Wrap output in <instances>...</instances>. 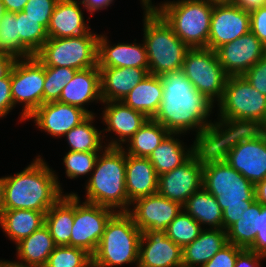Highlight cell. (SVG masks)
<instances>
[{
    "instance_id": "6da1fadb",
    "label": "cell",
    "mask_w": 266,
    "mask_h": 267,
    "mask_svg": "<svg viewBox=\"0 0 266 267\" xmlns=\"http://www.w3.org/2000/svg\"><path fill=\"white\" fill-rule=\"evenodd\" d=\"M161 82L162 102L152 119L171 133L194 131L200 144L209 145L217 132L215 119H209L216 106L194 88L181 70L164 73Z\"/></svg>"
},
{
    "instance_id": "7a4b0ae2",
    "label": "cell",
    "mask_w": 266,
    "mask_h": 267,
    "mask_svg": "<svg viewBox=\"0 0 266 267\" xmlns=\"http://www.w3.org/2000/svg\"><path fill=\"white\" fill-rule=\"evenodd\" d=\"M202 184L216 197L223 211L225 231L256 201L255 185L225 162L210 145H204Z\"/></svg>"
},
{
    "instance_id": "3957f363",
    "label": "cell",
    "mask_w": 266,
    "mask_h": 267,
    "mask_svg": "<svg viewBox=\"0 0 266 267\" xmlns=\"http://www.w3.org/2000/svg\"><path fill=\"white\" fill-rule=\"evenodd\" d=\"M4 180V210L47 212L64 195L57 173L41 155Z\"/></svg>"
},
{
    "instance_id": "277c9868",
    "label": "cell",
    "mask_w": 266,
    "mask_h": 267,
    "mask_svg": "<svg viewBox=\"0 0 266 267\" xmlns=\"http://www.w3.org/2000/svg\"><path fill=\"white\" fill-rule=\"evenodd\" d=\"M209 145L252 184L266 178V134L259 129L217 130Z\"/></svg>"
},
{
    "instance_id": "5b68a950",
    "label": "cell",
    "mask_w": 266,
    "mask_h": 267,
    "mask_svg": "<svg viewBox=\"0 0 266 267\" xmlns=\"http://www.w3.org/2000/svg\"><path fill=\"white\" fill-rule=\"evenodd\" d=\"M125 177V151L119 147H105L99 153L94 170L84 185V201L111 208L115 212H128Z\"/></svg>"
},
{
    "instance_id": "8992f818",
    "label": "cell",
    "mask_w": 266,
    "mask_h": 267,
    "mask_svg": "<svg viewBox=\"0 0 266 267\" xmlns=\"http://www.w3.org/2000/svg\"><path fill=\"white\" fill-rule=\"evenodd\" d=\"M217 107V130L259 129L266 120V96L242 75L228 76Z\"/></svg>"
},
{
    "instance_id": "52a82bcc",
    "label": "cell",
    "mask_w": 266,
    "mask_h": 267,
    "mask_svg": "<svg viewBox=\"0 0 266 267\" xmlns=\"http://www.w3.org/2000/svg\"><path fill=\"white\" fill-rule=\"evenodd\" d=\"M141 4L144 10L143 41L148 56L149 73L162 76L164 73L180 71L190 48L146 1Z\"/></svg>"
},
{
    "instance_id": "ba28073f",
    "label": "cell",
    "mask_w": 266,
    "mask_h": 267,
    "mask_svg": "<svg viewBox=\"0 0 266 267\" xmlns=\"http://www.w3.org/2000/svg\"><path fill=\"white\" fill-rule=\"evenodd\" d=\"M146 1L189 48H208L213 0ZM153 3V4H152Z\"/></svg>"
},
{
    "instance_id": "9c48e42d",
    "label": "cell",
    "mask_w": 266,
    "mask_h": 267,
    "mask_svg": "<svg viewBox=\"0 0 266 267\" xmlns=\"http://www.w3.org/2000/svg\"><path fill=\"white\" fill-rule=\"evenodd\" d=\"M141 235L128 212H115L92 255V267L138 266Z\"/></svg>"
},
{
    "instance_id": "30bf717a",
    "label": "cell",
    "mask_w": 266,
    "mask_h": 267,
    "mask_svg": "<svg viewBox=\"0 0 266 267\" xmlns=\"http://www.w3.org/2000/svg\"><path fill=\"white\" fill-rule=\"evenodd\" d=\"M96 32L69 38H48L35 57L44 65L82 70L97 66Z\"/></svg>"
},
{
    "instance_id": "8fae6325",
    "label": "cell",
    "mask_w": 266,
    "mask_h": 267,
    "mask_svg": "<svg viewBox=\"0 0 266 267\" xmlns=\"http://www.w3.org/2000/svg\"><path fill=\"white\" fill-rule=\"evenodd\" d=\"M181 71L194 88L214 105L221 100L228 75L219 63L216 51L209 48H190Z\"/></svg>"
},
{
    "instance_id": "7c38bea8",
    "label": "cell",
    "mask_w": 266,
    "mask_h": 267,
    "mask_svg": "<svg viewBox=\"0 0 266 267\" xmlns=\"http://www.w3.org/2000/svg\"><path fill=\"white\" fill-rule=\"evenodd\" d=\"M45 66L34 56L17 59L11 70V96L16 105H23L20 122L43 105ZM22 103V104H21Z\"/></svg>"
},
{
    "instance_id": "4fadbf2b",
    "label": "cell",
    "mask_w": 266,
    "mask_h": 267,
    "mask_svg": "<svg viewBox=\"0 0 266 267\" xmlns=\"http://www.w3.org/2000/svg\"><path fill=\"white\" fill-rule=\"evenodd\" d=\"M74 194V224L71 230L70 246L84 249L91 256L95 253L105 226L115 213L111 208L98 204L81 202Z\"/></svg>"
},
{
    "instance_id": "5bb4252c",
    "label": "cell",
    "mask_w": 266,
    "mask_h": 267,
    "mask_svg": "<svg viewBox=\"0 0 266 267\" xmlns=\"http://www.w3.org/2000/svg\"><path fill=\"white\" fill-rule=\"evenodd\" d=\"M204 145H202L185 163L158 176L157 193L180 203L203 186Z\"/></svg>"
},
{
    "instance_id": "9a60e30c",
    "label": "cell",
    "mask_w": 266,
    "mask_h": 267,
    "mask_svg": "<svg viewBox=\"0 0 266 267\" xmlns=\"http://www.w3.org/2000/svg\"><path fill=\"white\" fill-rule=\"evenodd\" d=\"M249 31V12L242 10L232 1L214 3L208 39L209 49L216 51Z\"/></svg>"
},
{
    "instance_id": "2e32d148",
    "label": "cell",
    "mask_w": 266,
    "mask_h": 267,
    "mask_svg": "<svg viewBox=\"0 0 266 267\" xmlns=\"http://www.w3.org/2000/svg\"><path fill=\"white\" fill-rule=\"evenodd\" d=\"M128 213L141 232L166 231L168 225L183 211V206L156 193L131 203Z\"/></svg>"
},
{
    "instance_id": "e0dca14e",
    "label": "cell",
    "mask_w": 266,
    "mask_h": 267,
    "mask_svg": "<svg viewBox=\"0 0 266 267\" xmlns=\"http://www.w3.org/2000/svg\"><path fill=\"white\" fill-rule=\"evenodd\" d=\"M216 54L228 76H241L266 55V47L249 31L219 47Z\"/></svg>"
},
{
    "instance_id": "ac0fdd59",
    "label": "cell",
    "mask_w": 266,
    "mask_h": 267,
    "mask_svg": "<svg viewBox=\"0 0 266 267\" xmlns=\"http://www.w3.org/2000/svg\"><path fill=\"white\" fill-rule=\"evenodd\" d=\"M102 121L105 127L104 133H114L115 137L108 139L106 147L122 148L126 142L140 129V127L149 119L144 113L134 110L125 105L122 101L103 102ZM106 105V106H105ZM110 141V142H109Z\"/></svg>"
},
{
    "instance_id": "d6986e66",
    "label": "cell",
    "mask_w": 266,
    "mask_h": 267,
    "mask_svg": "<svg viewBox=\"0 0 266 267\" xmlns=\"http://www.w3.org/2000/svg\"><path fill=\"white\" fill-rule=\"evenodd\" d=\"M89 114L83 109L59 101L44 103L27 120H34L39 130L52 137H63L73 127L84 121Z\"/></svg>"
},
{
    "instance_id": "ffe728a7",
    "label": "cell",
    "mask_w": 266,
    "mask_h": 267,
    "mask_svg": "<svg viewBox=\"0 0 266 267\" xmlns=\"http://www.w3.org/2000/svg\"><path fill=\"white\" fill-rule=\"evenodd\" d=\"M137 267H183L182 248L166 231L146 230L140 238Z\"/></svg>"
},
{
    "instance_id": "44dd1931",
    "label": "cell",
    "mask_w": 266,
    "mask_h": 267,
    "mask_svg": "<svg viewBox=\"0 0 266 267\" xmlns=\"http://www.w3.org/2000/svg\"><path fill=\"white\" fill-rule=\"evenodd\" d=\"M111 44L105 34L98 38V67H138L148 68L146 46L143 43H117Z\"/></svg>"
},
{
    "instance_id": "7402d4cb",
    "label": "cell",
    "mask_w": 266,
    "mask_h": 267,
    "mask_svg": "<svg viewBox=\"0 0 266 267\" xmlns=\"http://www.w3.org/2000/svg\"><path fill=\"white\" fill-rule=\"evenodd\" d=\"M103 103L101 98L100 69L98 66L77 70L71 81L62 89L59 102L77 106L89 115L95 113L88 110L93 102ZM99 101V102H98Z\"/></svg>"
},
{
    "instance_id": "603a6c76",
    "label": "cell",
    "mask_w": 266,
    "mask_h": 267,
    "mask_svg": "<svg viewBox=\"0 0 266 267\" xmlns=\"http://www.w3.org/2000/svg\"><path fill=\"white\" fill-rule=\"evenodd\" d=\"M81 5L79 0H59L56 3L47 28L49 38H69L92 32Z\"/></svg>"
},
{
    "instance_id": "cb8c5ba5",
    "label": "cell",
    "mask_w": 266,
    "mask_h": 267,
    "mask_svg": "<svg viewBox=\"0 0 266 267\" xmlns=\"http://www.w3.org/2000/svg\"><path fill=\"white\" fill-rule=\"evenodd\" d=\"M103 102L122 101L149 74V68L99 67Z\"/></svg>"
},
{
    "instance_id": "d4e9b609",
    "label": "cell",
    "mask_w": 266,
    "mask_h": 267,
    "mask_svg": "<svg viewBox=\"0 0 266 267\" xmlns=\"http://www.w3.org/2000/svg\"><path fill=\"white\" fill-rule=\"evenodd\" d=\"M125 184L129 209L135 200L157 193L158 175L148 157L126 154Z\"/></svg>"
},
{
    "instance_id": "484cf974",
    "label": "cell",
    "mask_w": 266,
    "mask_h": 267,
    "mask_svg": "<svg viewBox=\"0 0 266 267\" xmlns=\"http://www.w3.org/2000/svg\"><path fill=\"white\" fill-rule=\"evenodd\" d=\"M180 135L185 134L170 132L148 157L158 176L185 163L202 146L194 138L193 145L188 147L178 139Z\"/></svg>"
},
{
    "instance_id": "4316f807",
    "label": "cell",
    "mask_w": 266,
    "mask_h": 267,
    "mask_svg": "<svg viewBox=\"0 0 266 267\" xmlns=\"http://www.w3.org/2000/svg\"><path fill=\"white\" fill-rule=\"evenodd\" d=\"M15 247L19 260H13L14 263L23 267H45L56 244L46 225H43L18 242Z\"/></svg>"
},
{
    "instance_id": "83f0119b",
    "label": "cell",
    "mask_w": 266,
    "mask_h": 267,
    "mask_svg": "<svg viewBox=\"0 0 266 267\" xmlns=\"http://www.w3.org/2000/svg\"><path fill=\"white\" fill-rule=\"evenodd\" d=\"M228 244L223 229H203L200 235L182 248L183 267H202Z\"/></svg>"
},
{
    "instance_id": "f1b7e54d",
    "label": "cell",
    "mask_w": 266,
    "mask_h": 267,
    "mask_svg": "<svg viewBox=\"0 0 266 267\" xmlns=\"http://www.w3.org/2000/svg\"><path fill=\"white\" fill-rule=\"evenodd\" d=\"M163 85L161 76L148 74L122 100L130 108L153 118L162 102Z\"/></svg>"
},
{
    "instance_id": "f546056e",
    "label": "cell",
    "mask_w": 266,
    "mask_h": 267,
    "mask_svg": "<svg viewBox=\"0 0 266 267\" xmlns=\"http://www.w3.org/2000/svg\"><path fill=\"white\" fill-rule=\"evenodd\" d=\"M74 224V194H64L45 215L48 228L56 246H70Z\"/></svg>"
},
{
    "instance_id": "4dcf8cb0",
    "label": "cell",
    "mask_w": 266,
    "mask_h": 267,
    "mask_svg": "<svg viewBox=\"0 0 266 267\" xmlns=\"http://www.w3.org/2000/svg\"><path fill=\"white\" fill-rule=\"evenodd\" d=\"M45 215L46 212L36 210H4L0 218V228L16 245L45 225Z\"/></svg>"
},
{
    "instance_id": "1f68e13d",
    "label": "cell",
    "mask_w": 266,
    "mask_h": 267,
    "mask_svg": "<svg viewBox=\"0 0 266 267\" xmlns=\"http://www.w3.org/2000/svg\"><path fill=\"white\" fill-rule=\"evenodd\" d=\"M183 210L203 229H207V226H209L208 229H223V211L216 197L203 187L187 199Z\"/></svg>"
},
{
    "instance_id": "d6a6232c",
    "label": "cell",
    "mask_w": 266,
    "mask_h": 267,
    "mask_svg": "<svg viewBox=\"0 0 266 267\" xmlns=\"http://www.w3.org/2000/svg\"><path fill=\"white\" fill-rule=\"evenodd\" d=\"M170 132L159 122L149 118L126 142L122 149L127 155L149 157Z\"/></svg>"
},
{
    "instance_id": "836d02e7",
    "label": "cell",
    "mask_w": 266,
    "mask_h": 267,
    "mask_svg": "<svg viewBox=\"0 0 266 267\" xmlns=\"http://www.w3.org/2000/svg\"><path fill=\"white\" fill-rule=\"evenodd\" d=\"M96 116V114L89 115L63 136L67 139L68 151L101 152L106 147L107 143L103 140L102 130L99 131L94 125ZM103 142L105 145L102 144Z\"/></svg>"
},
{
    "instance_id": "e575fe53",
    "label": "cell",
    "mask_w": 266,
    "mask_h": 267,
    "mask_svg": "<svg viewBox=\"0 0 266 267\" xmlns=\"http://www.w3.org/2000/svg\"><path fill=\"white\" fill-rule=\"evenodd\" d=\"M17 27L20 46L30 56H34L49 38L47 29L23 11L17 12Z\"/></svg>"
},
{
    "instance_id": "d590c367",
    "label": "cell",
    "mask_w": 266,
    "mask_h": 267,
    "mask_svg": "<svg viewBox=\"0 0 266 267\" xmlns=\"http://www.w3.org/2000/svg\"><path fill=\"white\" fill-rule=\"evenodd\" d=\"M256 212H261V204L255 201L250 208L244 210L240 220L231 225L227 230L228 243L243 249H249L255 242Z\"/></svg>"
},
{
    "instance_id": "8d00e7d4",
    "label": "cell",
    "mask_w": 266,
    "mask_h": 267,
    "mask_svg": "<svg viewBox=\"0 0 266 267\" xmlns=\"http://www.w3.org/2000/svg\"><path fill=\"white\" fill-rule=\"evenodd\" d=\"M0 53L12 55L16 59L31 57L20 46L17 13L6 11L0 21Z\"/></svg>"
},
{
    "instance_id": "74e56055",
    "label": "cell",
    "mask_w": 266,
    "mask_h": 267,
    "mask_svg": "<svg viewBox=\"0 0 266 267\" xmlns=\"http://www.w3.org/2000/svg\"><path fill=\"white\" fill-rule=\"evenodd\" d=\"M203 227L184 210L168 225L166 233L181 248L193 242Z\"/></svg>"
},
{
    "instance_id": "f35d334b",
    "label": "cell",
    "mask_w": 266,
    "mask_h": 267,
    "mask_svg": "<svg viewBox=\"0 0 266 267\" xmlns=\"http://www.w3.org/2000/svg\"><path fill=\"white\" fill-rule=\"evenodd\" d=\"M76 71L68 67L45 66L43 104L59 101L62 89L71 81Z\"/></svg>"
},
{
    "instance_id": "ab89813d",
    "label": "cell",
    "mask_w": 266,
    "mask_h": 267,
    "mask_svg": "<svg viewBox=\"0 0 266 267\" xmlns=\"http://www.w3.org/2000/svg\"><path fill=\"white\" fill-rule=\"evenodd\" d=\"M45 267H92V256L81 248L56 246Z\"/></svg>"
},
{
    "instance_id": "60d3db41",
    "label": "cell",
    "mask_w": 266,
    "mask_h": 267,
    "mask_svg": "<svg viewBox=\"0 0 266 267\" xmlns=\"http://www.w3.org/2000/svg\"><path fill=\"white\" fill-rule=\"evenodd\" d=\"M99 153L68 151L62 158L66 177L77 179L84 175H90L94 170Z\"/></svg>"
},
{
    "instance_id": "b9f144b4",
    "label": "cell",
    "mask_w": 266,
    "mask_h": 267,
    "mask_svg": "<svg viewBox=\"0 0 266 267\" xmlns=\"http://www.w3.org/2000/svg\"><path fill=\"white\" fill-rule=\"evenodd\" d=\"M59 0H28L23 12L30 18L48 28L50 18Z\"/></svg>"
},
{
    "instance_id": "7bdbcfd3",
    "label": "cell",
    "mask_w": 266,
    "mask_h": 267,
    "mask_svg": "<svg viewBox=\"0 0 266 267\" xmlns=\"http://www.w3.org/2000/svg\"><path fill=\"white\" fill-rule=\"evenodd\" d=\"M243 248L228 243L202 267H234L237 255Z\"/></svg>"
},
{
    "instance_id": "ee69618b",
    "label": "cell",
    "mask_w": 266,
    "mask_h": 267,
    "mask_svg": "<svg viewBox=\"0 0 266 267\" xmlns=\"http://www.w3.org/2000/svg\"><path fill=\"white\" fill-rule=\"evenodd\" d=\"M255 242L249 250L266 257V205L261 204V212H256Z\"/></svg>"
},
{
    "instance_id": "f6af8a7d",
    "label": "cell",
    "mask_w": 266,
    "mask_h": 267,
    "mask_svg": "<svg viewBox=\"0 0 266 267\" xmlns=\"http://www.w3.org/2000/svg\"><path fill=\"white\" fill-rule=\"evenodd\" d=\"M255 89L266 96V55L242 75Z\"/></svg>"
},
{
    "instance_id": "bcb514c9",
    "label": "cell",
    "mask_w": 266,
    "mask_h": 267,
    "mask_svg": "<svg viewBox=\"0 0 266 267\" xmlns=\"http://www.w3.org/2000/svg\"><path fill=\"white\" fill-rule=\"evenodd\" d=\"M250 31L266 47V6L249 12Z\"/></svg>"
},
{
    "instance_id": "7dc6e473",
    "label": "cell",
    "mask_w": 266,
    "mask_h": 267,
    "mask_svg": "<svg viewBox=\"0 0 266 267\" xmlns=\"http://www.w3.org/2000/svg\"><path fill=\"white\" fill-rule=\"evenodd\" d=\"M14 108L11 96V72L0 79V118H6Z\"/></svg>"
},
{
    "instance_id": "c3c4849f",
    "label": "cell",
    "mask_w": 266,
    "mask_h": 267,
    "mask_svg": "<svg viewBox=\"0 0 266 267\" xmlns=\"http://www.w3.org/2000/svg\"><path fill=\"white\" fill-rule=\"evenodd\" d=\"M266 257L257 254L249 249H243L236 259L234 267H261V261Z\"/></svg>"
},
{
    "instance_id": "681fc988",
    "label": "cell",
    "mask_w": 266,
    "mask_h": 267,
    "mask_svg": "<svg viewBox=\"0 0 266 267\" xmlns=\"http://www.w3.org/2000/svg\"><path fill=\"white\" fill-rule=\"evenodd\" d=\"M80 1L82 3L83 11L85 8V10L88 11L90 14V17L87 18L88 20L91 18V15H94L93 13H96V11L107 9L114 2V0H80Z\"/></svg>"
},
{
    "instance_id": "f907efd6",
    "label": "cell",
    "mask_w": 266,
    "mask_h": 267,
    "mask_svg": "<svg viewBox=\"0 0 266 267\" xmlns=\"http://www.w3.org/2000/svg\"><path fill=\"white\" fill-rule=\"evenodd\" d=\"M16 60L12 55L0 53V79L6 77L11 72Z\"/></svg>"
},
{
    "instance_id": "816d5d0a",
    "label": "cell",
    "mask_w": 266,
    "mask_h": 267,
    "mask_svg": "<svg viewBox=\"0 0 266 267\" xmlns=\"http://www.w3.org/2000/svg\"><path fill=\"white\" fill-rule=\"evenodd\" d=\"M232 2L247 12L266 6V0H232Z\"/></svg>"
},
{
    "instance_id": "f5cc1de1",
    "label": "cell",
    "mask_w": 266,
    "mask_h": 267,
    "mask_svg": "<svg viewBox=\"0 0 266 267\" xmlns=\"http://www.w3.org/2000/svg\"><path fill=\"white\" fill-rule=\"evenodd\" d=\"M5 11L17 13L23 11L28 0H1Z\"/></svg>"
},
{
    "instance_id": "db71d44e",
    "label": "cell",
    "mask_w": 266,
    "mask_h": 267,
    "mask_svg": "<svg viewBox=\"0 0 266 267\" xmlns=\"http://www.w3.org/2000/svg\"><path fill=\"white\" fill-rule=\"evenodd\" d=\"M256 201L266 205V178L255 185Z\"/></svg>"
},
{
    "instance_id": "11a10c76",
    "label": "cell",
    "mask_w": 266,
    "mask_h": 267,
    "mask_svg": "<svg viewBox=\"0 0 266 267\" xmlns=\"http://www.w3.org/2000/svg\"><path fill=\"white\" fill-rule=\"evenodd\" d=\"M4 191H5V180L4 176L0 177V218L4 211Z\"/></svg>"
},
{
    "instance_id": "9f6ffc18",
    "label": "cell",
    "mask_w": 266,
    "mask_h": 267,
    "mask_svg": "<svg viewBox=\"0 0 266 267\" xmlns=\"http://www.w3.org/2000/svg\"><path fill=\"white\" fill-rule=\"evenodd\" d=\"M0 267H23L21 265H18L14 263L13 261H7V260H0Z\"/></svg>"
},
{
    "instance_id": "6f0895ef",
    "label": "cell",
    "mask_w": 266,
    "mask_h": 267,
    "mask_svg": "<svg viewBox=\"0 0 266 267\" xmlns=\"http://www.w3.org/2000/svg\"><path fill=\"white\" fill-rule=\"evenodd\" d=\"M5 12L6 11H5L3 2L0 0V21H1L2 17L4 16Z\"/></svg>"
},
{
    "instance_id": "680465c9",
    "label": "cell",
    "mask_w": 266,
    "mask_h": 267,
    "mask_svg": "<svg viewBox=\"0 0 266 267\" xmlns=\"http://www.w3.org/2000/svg\"><path fill=\"white\" fill-rule=\"evenodd\" d=\"M260 131H262L264 134H266V120L263 123V125L259 128Z\"/></svg>"
},
{
    "instance_id": "91938a15",
    "label": "cell",
    "mask_w": 266,
    "mask_h": 267,
    "mask_svg": "<svg viewBox=\"0 0 266 267\" xmlns=\"http://www.w3.org/2000/svg\"><path fill=\"white\" fill-rule=\"evenodd\" d=\"M213 1H216V2H224V1H232V0H213Z\"/></svg>"
}]
</instances>
